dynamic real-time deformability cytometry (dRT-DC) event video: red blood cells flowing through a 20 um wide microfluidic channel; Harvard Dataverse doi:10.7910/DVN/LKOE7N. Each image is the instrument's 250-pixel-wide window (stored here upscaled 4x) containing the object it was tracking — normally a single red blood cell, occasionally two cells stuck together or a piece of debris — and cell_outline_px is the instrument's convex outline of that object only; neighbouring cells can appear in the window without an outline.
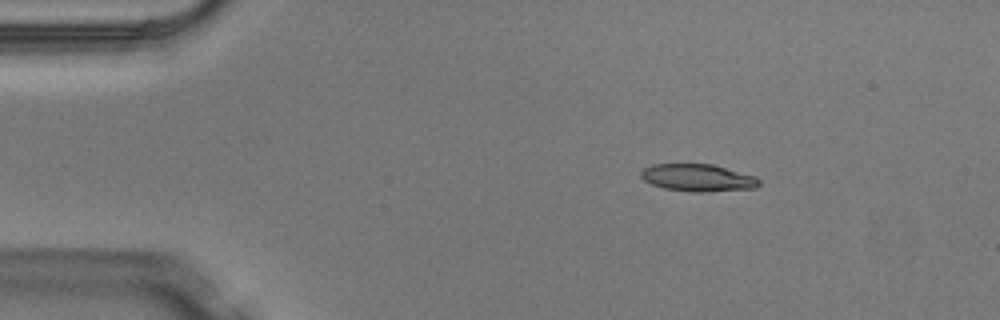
{"species": "Egyptian fruit bat (a non-hibernating species)", "species_latin": "Rousettus aegyptiacus", "temperature_condition": "warm", "stored_images_in_passage": 4, "camera_frame_rate_fps": 3000, "um_per_image_px": 0.085, "animal": {"sex": "male"}, "frame": {"image": 1, "passage_image": 2, "time_ms": 0.333, "image_size_px": [1000, 320], "cell_outline_px": [[760, 184], [756, 188], [700, 192], [692, 192], [664, 188], [652, 184], [644, 180], [640, 176], [640, 172], [644, 168], [652, 164], [712, 164], [756, 176], [760, 180]], "centroid_in_image_um": [59.32, 15.1], "position_along_channel_um": 25.7, "area_um2": 18.79}}
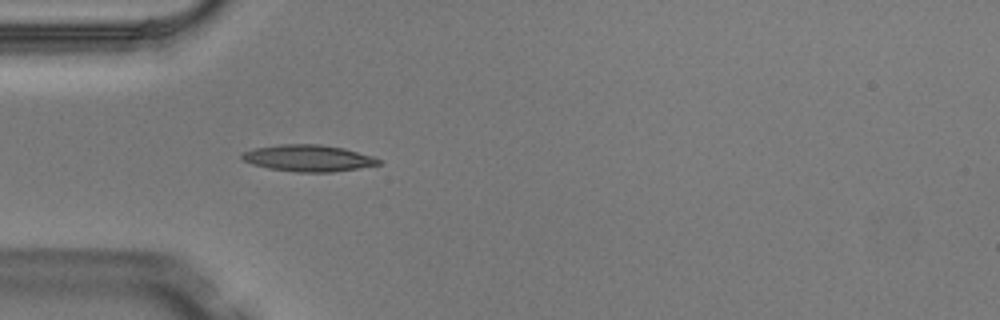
{"frame": {"image": 2, "passage_image": 4, "time_ms": 1.0, "image_size_px": [1000, 320], "cell_outline_px": [[380, 164], [332, 172], [296, 172], [268, 168], [252, 164], [244, 160], [240, 156], [244, 152], [256, 148], [280, 144], [320, 144], [344, 148], [372, 156], [380, 160]], "centroid_in_image_um": [26.19, 13.44], "position_along_channel_um": 58.8, "area_um2": 20.92}}